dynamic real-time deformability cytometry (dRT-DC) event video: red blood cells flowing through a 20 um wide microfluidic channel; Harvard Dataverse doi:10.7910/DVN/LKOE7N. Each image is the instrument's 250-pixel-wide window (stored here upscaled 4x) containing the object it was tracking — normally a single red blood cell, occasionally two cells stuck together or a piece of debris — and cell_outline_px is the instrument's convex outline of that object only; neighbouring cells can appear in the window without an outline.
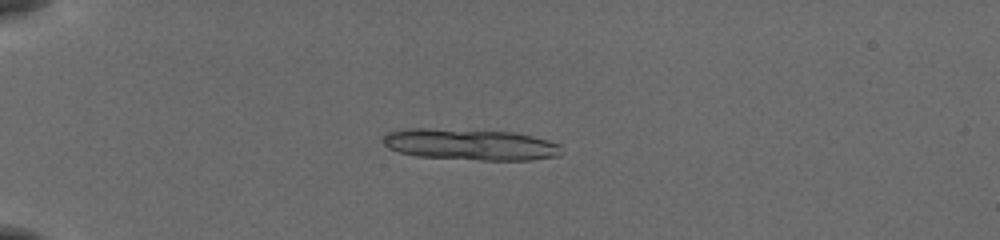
{"species": "common noctule bat (a hibernating species)", "species_latin": "Nyctalus noctula", "temperature_condition": "cold", "stored_images_in_passage": 27, "camera_frame_rate_fps": 3000, "um_per_image_px": 0.085, "animal": {"sex": "female", "body_mass_g": 19.5, "forearm_length_mm": 54.1}, "frame": {"image": 1, "passage_image": 12, "time_ms": 3.667, "image_size_px": [1000, 240], "cell_outline_px": [[564, 152], [560, 156], [532, 160], [480, 160], [416, 156], [400, 152], [388, 148], [380, 140], [388, 132], [408, 128], [428, 128], [512, 132], [532, 136], [548, 140], [560, 144]], "centroid_in_image_um": [40.0, 12.29], "position_along_channel_um": 45.0, "area_um2": 32.77}}